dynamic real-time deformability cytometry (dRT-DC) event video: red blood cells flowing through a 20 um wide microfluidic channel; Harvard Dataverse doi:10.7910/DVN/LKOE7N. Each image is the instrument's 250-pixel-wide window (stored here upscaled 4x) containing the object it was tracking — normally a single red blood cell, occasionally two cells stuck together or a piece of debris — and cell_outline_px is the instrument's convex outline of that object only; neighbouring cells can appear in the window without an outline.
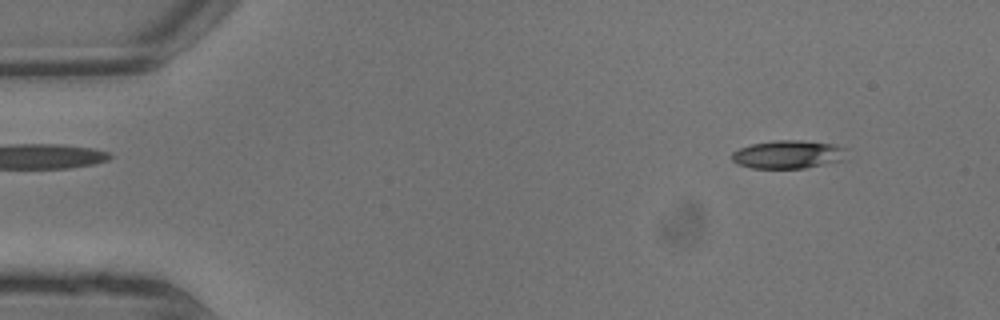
{"species": "common noctule bat (a hibernating species)", "species_latin": "Nyctalus noctula", "temperature_condition": "warm", "stored_images_in_passage": 8, "camera_frame_rate_fps": 3000, "um_per_image_px": 0.085, "animal": {"sex": "male", "body_mass_g": 13.3}, "frame": {"image": 1, "passage_image": 2, "time_ms": 0.333, "image_size_px": [1000, 320], "cell_outline_px": [[848, 148], [840, 160], [824, 164], [804, 168], [752, 168], [736, 164], [732, 160], [732, 152], [740, 148], [752, 144], [772, 140], [804, 140], [836, 144]], "centroid_in_image_um": [66.97, 13.11], "position_along_channel_um": 18.0, "area_um2": 18.9}}
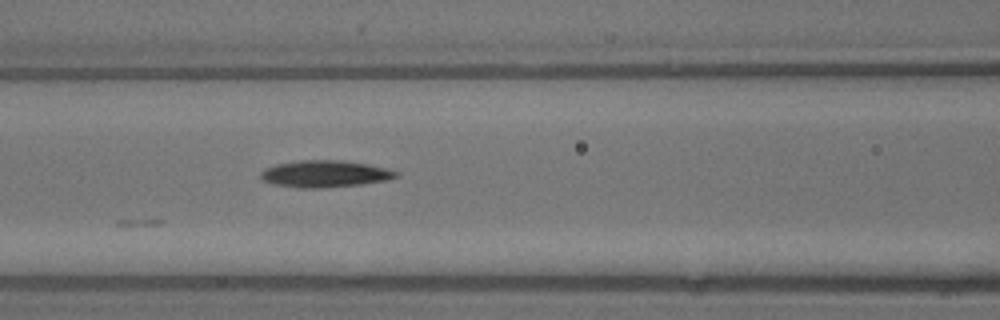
{"frame": {"image": 2, "passage_image": 8, "time_ms": 2.333, "image_size_px": [1000, 320], "cell_outline_px": [[400, 176], [388, 180], [360, 184], [316, 188], [300, 188], [276, 184], [260, 180], [260, 172], [264, 168], [276, 164], [300, 160], [344, 160], [368, 164], [388, 168], [396, 172]], "centroid_in_image_um": [27.61, 14.76], "position_along_channel_um": 139.0, "area_um2": 21.21}}